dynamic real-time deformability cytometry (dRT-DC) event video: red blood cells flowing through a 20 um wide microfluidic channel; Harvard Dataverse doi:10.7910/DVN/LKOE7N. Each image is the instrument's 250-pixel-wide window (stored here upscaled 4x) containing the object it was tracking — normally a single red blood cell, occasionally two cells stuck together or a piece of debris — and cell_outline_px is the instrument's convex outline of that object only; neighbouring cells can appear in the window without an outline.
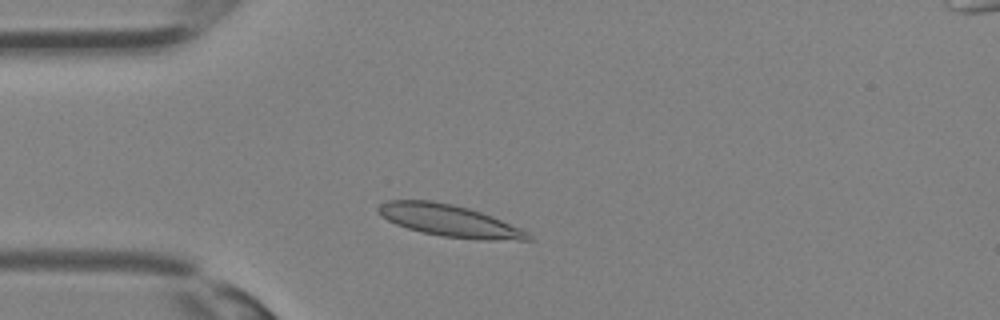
{"species": "Egyptian fruit bat (a non-hibernating species)", "species_latin": "Rousettus aegyptiacus", "temperature_condition": "room temperature", "stored_images_in_passage": 31, "camera_frame_rate_fps": 3000, "um_per_image_px": 0.085, "animal": {"sex": "female"}, "frame": {"image": 1, "passage_image": 5, "time_ms": 1.333, "image_size_px": [1000, 320], "cell_outline_px": [[532, 240], [488, 240], [444, 236], [420, 232], [396, 224], [388, 220], [376, 208], [380, 204], [388, 200], [432, 200], [452, 204], [468, 208], [492, 216], [520, 228], [528, 232], [532, 236]], "centroid_in_image_um": [38.21, 18.75], "position_along_channel_um": 46.8, "area_um2": 27.51}}
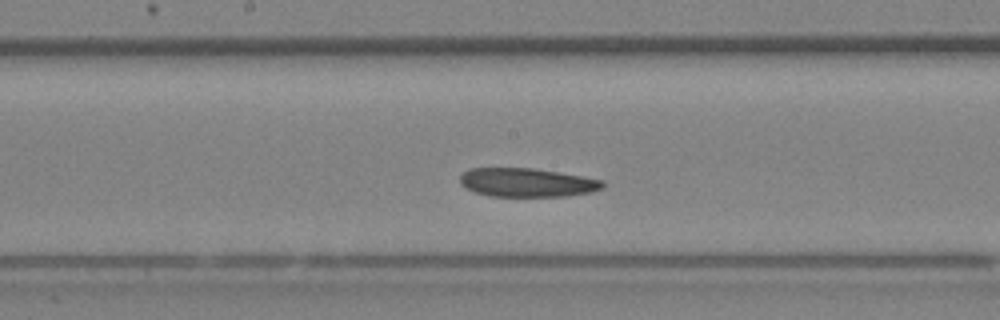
{"frame": {"image": 2, "passage_image": 14, "time_ms": 4.333, "image_size_px": [1000, 320], "cell_outline_px": [[604, 188], [592, 192], [564, 196], [492, 196], [476, 192], [464, 188], [460, 184], [460, 176], [468, 168], [532, 168], [604, 180]], "centroid_in_image_um": [44.78, 15.51], "position_along_channel_um": 203.4, "area_um2": 23.81}}
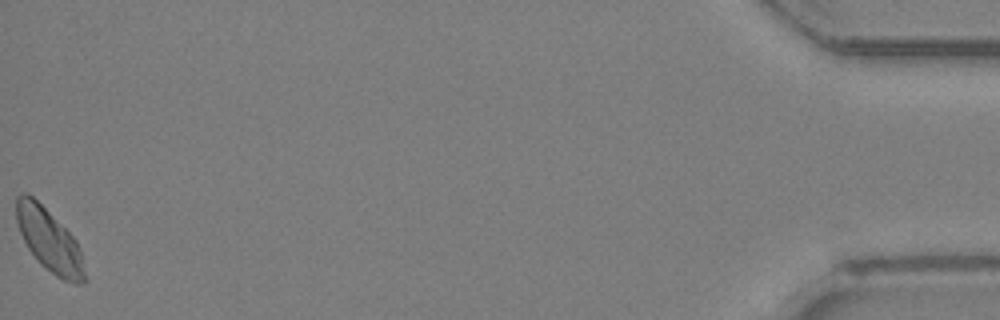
{"frame": {"image": 3, "passage_image": 31, "time_ms": 10.0, "image_size_px": [1000, 320], "cell_outline_px": [[88, 280], [84, 284], [76, 284], [64, 280], [56, 276], [40, 264], [28, 248], [20, 232], [16, 220], [16, 196], [20, 192], [28, 192], [76, 240], [80, 248]], "centroid_in_image_um": [4.2, 20.46], "position_along_channel_um": 431.0, "area_um2": 24.97}}